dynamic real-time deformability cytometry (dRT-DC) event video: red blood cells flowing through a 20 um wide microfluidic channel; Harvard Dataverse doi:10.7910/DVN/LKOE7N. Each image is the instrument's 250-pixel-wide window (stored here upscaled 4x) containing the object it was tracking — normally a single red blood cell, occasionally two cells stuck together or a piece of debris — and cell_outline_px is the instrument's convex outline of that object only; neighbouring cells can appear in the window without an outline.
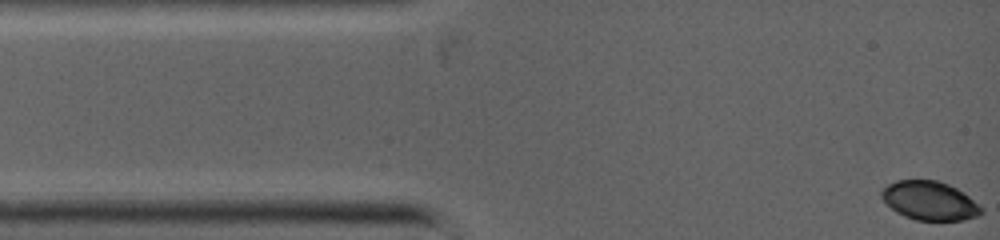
{"species": "common noctule bat (a hibernating species)", "species_latin": "Nyctalus noctula", "temperature_condition": "warm", "stored_images_in_passage": 34, "camera_frame_rate_fps": 5000, "um_per_image_px": 0.085, "animal": {"sex": "female", "body_mass_g": 19.0, "forearm_length_mm": 53.3}, "frame": {"image": 1, "passage_image": 1, "time_ms": 0.0, "image_size_px": [1000, 240], "cell_outline_px": [[984, 212], [980, 216], [964, 220], [916, 220], [904, 216], [896, 212], [880, 196], [880, 192], [888, 184], [896, 180], [936, 180], [948, 184], [964, 192], [980, 204], [984, 208]], "centroid_in_image_um": [79.07, 17.06], "position_along_channel_um": 5.9, "area_um2": 22.77}}
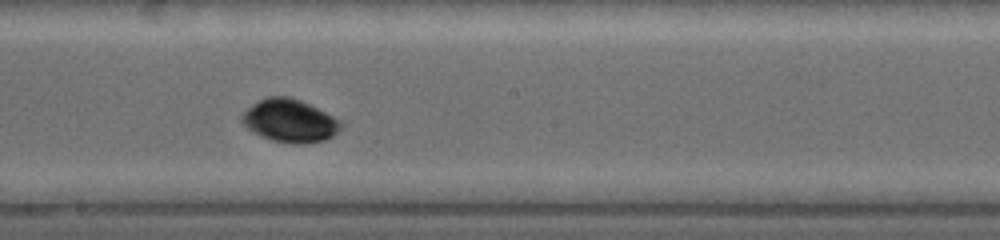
{"frame": {"image": 2, "passage_image": 20, "time_ms": 6.0, "image_size_px": [1000, 240], "cell_outline_px": [[344, 124], [332, 136], [324, 140], [304, 144], [296, 144], [272, 140], [260, 136], [252, 132], [240, 120], [240, 116], [248, 108], [260, 100], [268, 96], [288, 96], [300, 100], [340, 120]], "centroid_in_image_um": [24.61, 10.27], "position_along_channel_um": 223.6, "area_um2": 24.51}}
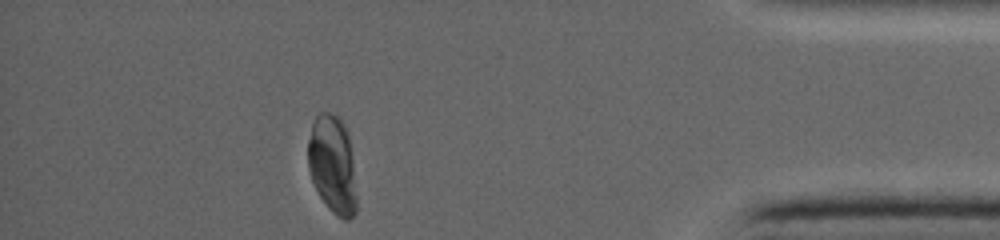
{"frame": {"image": 3, "passage_image": 34, "time_ms": 10.8, "image_size_px": [1000, 240], "cell_outline_px": [[356, 212], [348, 220], [344, 220], [336, 216], [328, 208], [320, 196], [312, 180], [308, 168], [308, 140], [312, 124], [316, 116], [320, 112], [332, 112], [344, 124], [348, 132], [352, 160], [356, 196]], "centroid_in_image_um": [28.25, 14.0], "position_along_channel_um": 406.9, "area_um2": 27.69}}